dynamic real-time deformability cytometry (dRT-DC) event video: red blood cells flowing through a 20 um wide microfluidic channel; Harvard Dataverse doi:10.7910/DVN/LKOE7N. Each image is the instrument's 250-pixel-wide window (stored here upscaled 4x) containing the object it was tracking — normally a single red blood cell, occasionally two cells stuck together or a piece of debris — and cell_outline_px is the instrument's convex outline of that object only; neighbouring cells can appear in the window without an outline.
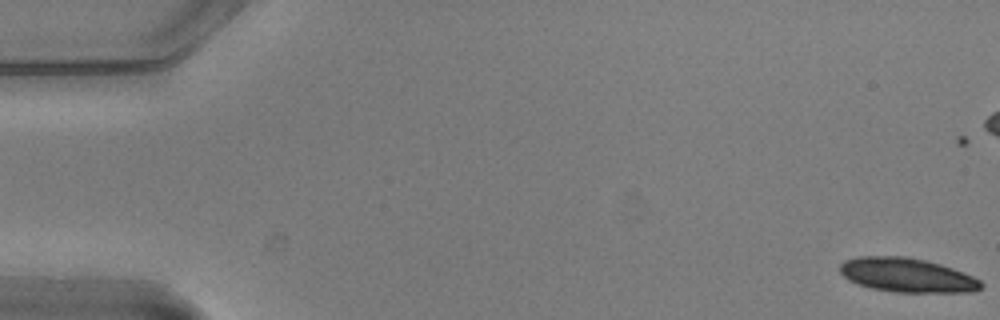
{"species": "common noctule bat (a hibernating species)", "species_latin": "Nyctalus noctula", "temperature_condition": "warm", "stored_images_in_passage": 18, "camera_frame_rate_fps": 3000, "um_per_image_px": 0.085, "animal": {"sex": "male", "body_mass_g": 20.5, "forearm_length_mm": 52.5}, "frame": {"image": 1, "passage_image": 1, "time_ms": 0.0, "image_size_px": [1000, 320], "cell_outline_px": [[984, 284], [980, 288], [972, 292], [896, 292], [872, 288], [856, 284], [848, 280], [840, 272], [840, 264], [844, 260], [856, 256], [908, 256], [940, 264], [964, 272], [980, 280]], "centroid_in_image_um": [77.07, 23.38], "position_along_channel_um": 7.9, "area_um2": 28.21}}